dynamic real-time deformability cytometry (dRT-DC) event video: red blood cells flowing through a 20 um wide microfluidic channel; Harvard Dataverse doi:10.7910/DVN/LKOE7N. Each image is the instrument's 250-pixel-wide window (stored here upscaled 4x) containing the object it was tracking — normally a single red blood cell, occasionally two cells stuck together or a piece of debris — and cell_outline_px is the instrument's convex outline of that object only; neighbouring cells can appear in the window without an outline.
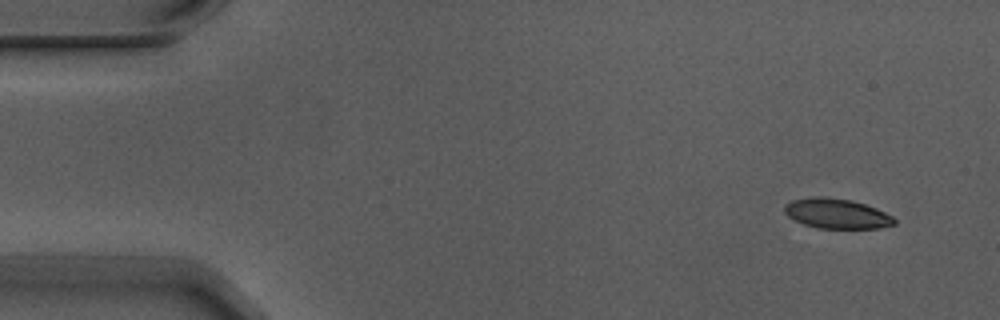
{"species": "Egyptian fruit bat (a non-hibernating species)", "species_latin": "Rousettus aegyptiacus", "temperature_condition": "warm", "stored_images_in_passage": 6, "camera_frame_rate_fps": 3000, "um_per_image_px": 0.085, "animal": {"sex": "male"}, "frame": {"image": 1, "passage_image": 1, "time_ms": 0.0, "image_size_px": [1000, 320], "cell_outline_px": [[896, 224], [880, 228], [816, 228], [804, 224], [788, 216], [784, 212], [784, 204], [792, 200], [816, 196], [820, 196], [852, 200], [876, 208], [892, 216], [896, 220]], "centroid_in_image_um": [71.12, 18.15], "position_along_channel_um": 13.9, "area_um2": 19.13}}
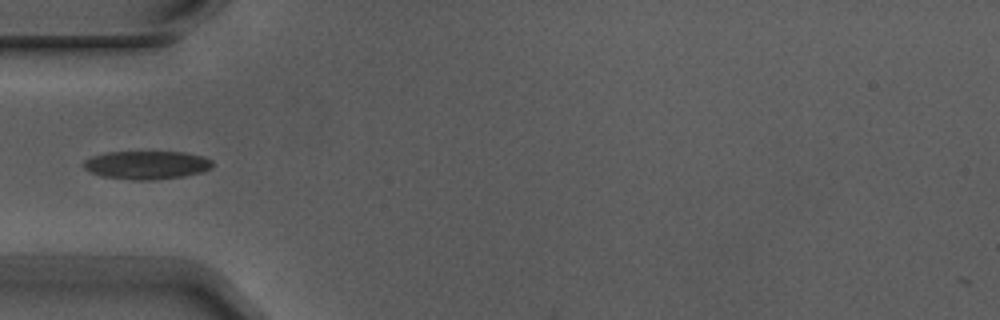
{"frame": {"image": 2, "passage_image": 4, "time_ms": 1.0, "image_size_px": [1000, 320], "cell_outline_px": [[212, 168], [204, 172], [184, 176], [152, 180], [132, 180], [100, 176], [84, 168], [84, 160], [92, 156], [108, 152], [184, 152], [204, 156], [212, 160]], "centroid_in_image_um": [12.5, 14.03], "position_along_channel_um": 72.5, "area_um2": 21.39}}
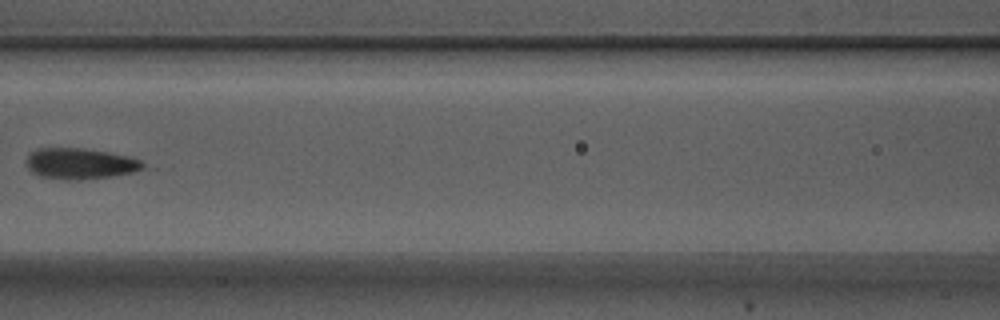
{"frame": {"image": 3, "passage_image": 6, "time_ms": 1.667, "image_size_px": [1000, 320], "cell_outline_px": [[156, 168], [112, 176], [76, 180], [64, 180], [40, 176], [32, 172], [28, 168], [28, 156], [32, 152], [40, 148], [84, 148], [132, 156]], "centroid_in_image_um": [6.97, 13.91], "position_along_channel_um": 159.6, "area_um2": 21.44}}